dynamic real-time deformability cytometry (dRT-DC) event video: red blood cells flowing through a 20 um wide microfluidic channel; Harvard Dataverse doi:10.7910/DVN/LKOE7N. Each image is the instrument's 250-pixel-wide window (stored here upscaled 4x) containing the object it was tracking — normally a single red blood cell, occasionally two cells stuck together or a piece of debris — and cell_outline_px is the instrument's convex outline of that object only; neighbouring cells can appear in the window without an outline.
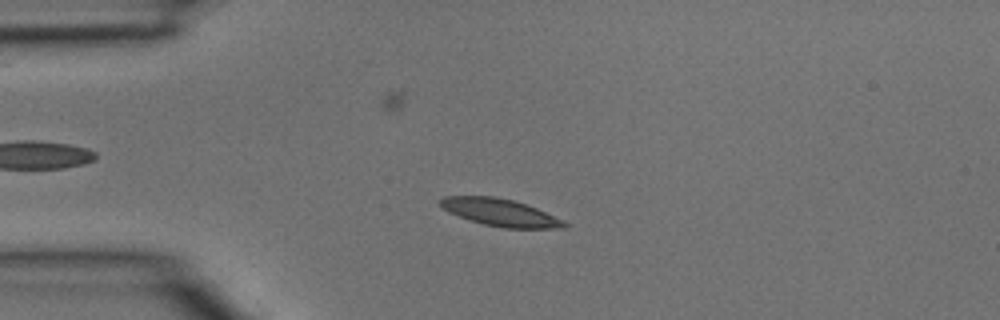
{"species": "common noctule bat (a hibernating species)", "species_latin": "Nyctalus noctula", "temperature_condition": "room temperature", "stored_images_in_passage": 39, "camera_frame_rate_fps": 3000, "um_per_image_px": 0.085, "animal": {"sex": "male", "body_mass_g": 15.6}, "frame": {"image": 1, "passage_image": 8, "time_ms": 2.333, "image_size_px": [1000, 320], "cell_outline_px": [[568, 228], [504, 228], [484, 224], [468, 220], [448, 212], [440, 204], [440, 200], [444, 196], [492, 196], [512, 200], [536, 208], [564, 220], [568, 224]], "centroid_in_image_um": [42.53, 18.07], "position_along_channel_um": 42.5, "area_um2": 19.59}}
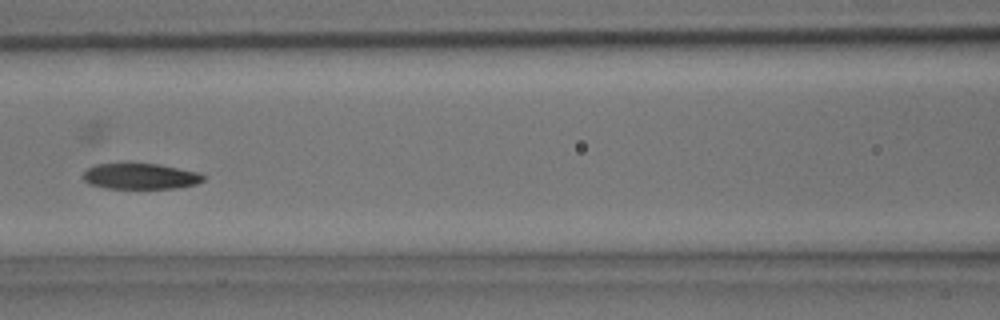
{"frame": {"image": 2, "passage_image": 16, "time_ms": 5.0, "image_size_px": [1000, 320], "cell_outline_px": [[204, 180], [196, 184], [180, 188], [104, 188], [88, 184], [84, 180], [84, 172], [88, 168], [96, 164], [128, 160], [160, 164], [200, 172], [204, 176]], "centroid_in_image_um": [11.91, 14.93], "position_along_channel_um": 154.7, "area_um2": 19.02}}
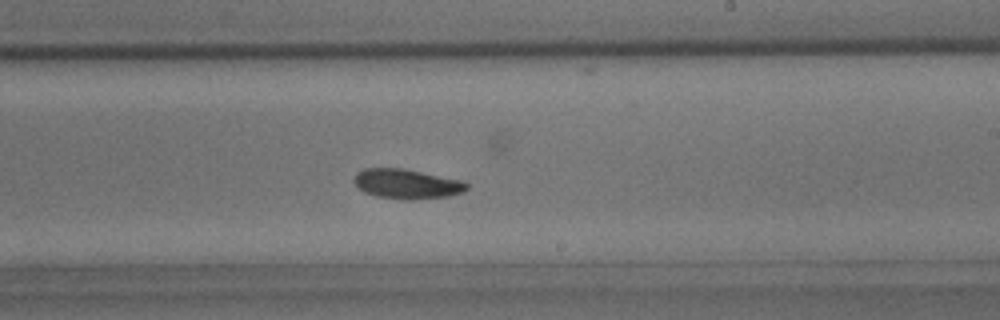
{"frame": {"image": 3, "passage_image": 22, "time_ms": 7.0, "image_size_px": [1000, 320], "cell_outline_px": [[468, 188], [464, 192], [448, 196], [416, 200], [404, 200], [376, 196], [364, 192], [352, 180], [356, 172], [364, 168], [404, 168], [464, 180], [468, 184]], "centroid_in_image_um": [34.6, 15.63], "position_along_channel_um": 254.4, "area_um2": 19.88}}